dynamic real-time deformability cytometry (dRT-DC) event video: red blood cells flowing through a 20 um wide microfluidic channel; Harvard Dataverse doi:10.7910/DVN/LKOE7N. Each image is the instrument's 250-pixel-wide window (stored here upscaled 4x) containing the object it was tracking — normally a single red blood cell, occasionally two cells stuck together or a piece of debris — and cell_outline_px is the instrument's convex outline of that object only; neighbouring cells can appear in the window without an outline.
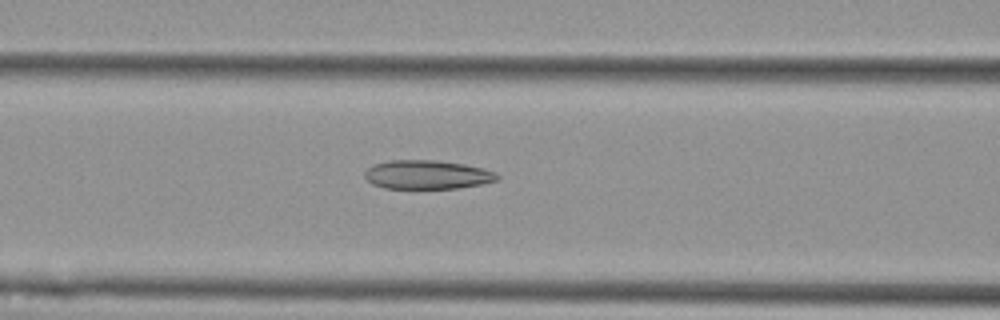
{"species": "Egyptian fruit bat (a non-hibernating species)", "species_latin": "Rousettus aegyptiacus", "temperature_condition": "cold", "stored_images_in_passage": 50, "camera_frame_rate_fps": 3000, "um_per_image_px": 0.085, "animal": {"sex": "female"}, "frame": {"image": 1, "passage_image": 17, "time_ms": 5.333, "image_size_px": [1000, 320], "cell_outline_px": [[500, 180], [460, 188], [384, 188], [372, 184], [364, 176], [364, 172], [372, 164], [388, 160], [436, 160], [464, 164], [484, 168], [496, 172], [500, 176]], "centroid_in_image_um": [36.32, 14.84], "position_along_channel_um": 130.3, "area_um2": 22.48}}
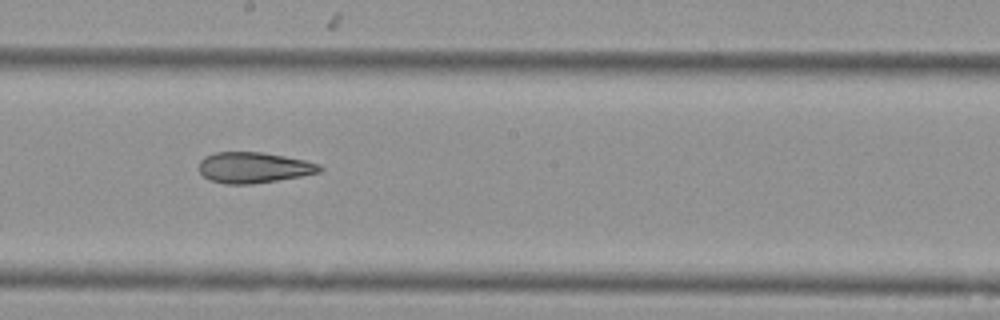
{"frame": {"image": 2, "passage_image": 25, "time_ms": 8.0, "image_size_px": [1000, 320], "cell_outline_px": [[324, 168], [320, 172], [300, 176], [252, 184], [224, 184], [208, 180], [200, 172], [200, 160], [204, 156], [216, 152], [264, 152], [304, 160], [320, 164]], "centroid_in_image_um": [21.55, 14.24], "position_along_channel_um": 226.6, "area_um2": 21.68}}
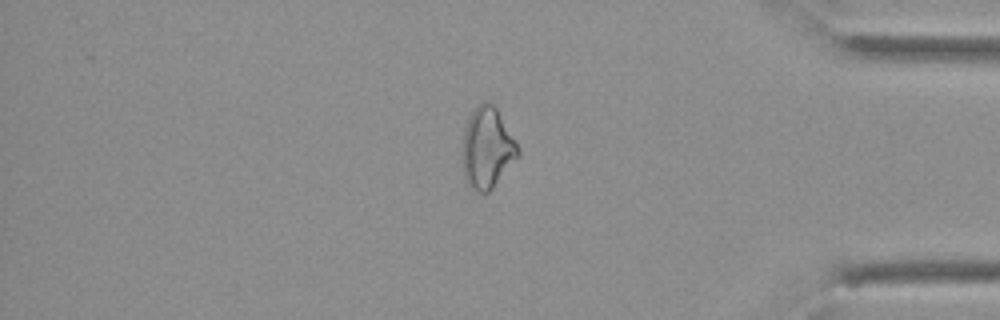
{"frame": {"image": 3, "passage_image": 41, "time_ms": 13.333, "image_size_px": [1000, 320], "cell_outline_px": [[520, 156], [492, 188], [488, 192], [472, 192], [464, 180], [464, 128], [468, 116], [484, 100], [492, 104], [496, 108], [516, 140], [520, 148]], "centroid_in_image_um": [41.44, 12.61], "position_along_channel_um": 393.8, "area_um2": 26.18}, "authors_computed_cell_mechanics": {"area_um2": 25.1141, "velocity_mm_per_s": 3.6261, "shape_relaxation_time_tau1_ms": null, "shape_relaxation_time_tau2_ms": 4.8331, "deformation_change_tau1": null, "deformation_change_tau2": 0.1355}}